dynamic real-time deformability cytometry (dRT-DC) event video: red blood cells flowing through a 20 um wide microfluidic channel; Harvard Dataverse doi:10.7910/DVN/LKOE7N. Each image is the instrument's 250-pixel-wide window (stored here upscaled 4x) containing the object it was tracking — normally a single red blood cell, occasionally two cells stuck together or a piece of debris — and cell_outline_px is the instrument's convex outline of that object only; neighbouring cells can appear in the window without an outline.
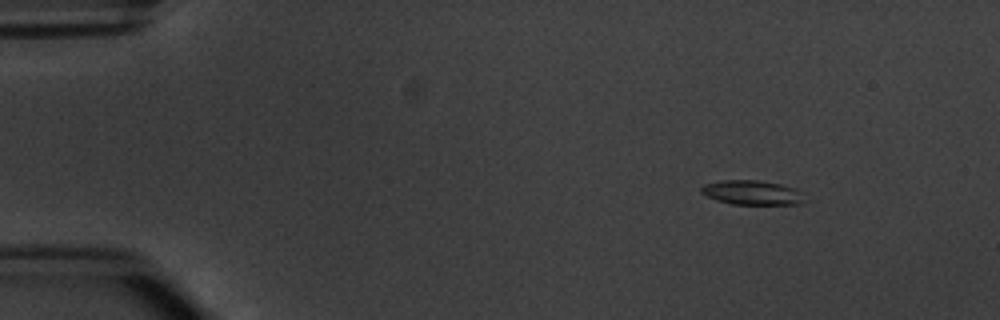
{"species": "common noctule bat (a hibernating species)", "species_latin": "Nyctalus noctula", "temperature_condition": "warm", "stored_images_in_passage": 7, "camera_frame_rate_fps": 3000, "um_per_image_px": 0.085, "animal": {"sex": "male", "body_mass_g": 20.1, "forearm_length_mm": 53.5}, "frame": {"image": 1, "passage_image": 2, "time_ms": 1.0, "image_size_px": [1000, 320], "cell_outline_px": [[804, 204], [732, 204], [716, 200], [700, 192], [700, 188], [704, 184], [724, 180], [756, 180], [780, 184], [796, 188], [804, 192]], "centroid_in_image_um": [63.97, 16.37], "position_along_channel_um": 21.0, "area_um2": 14.8}}
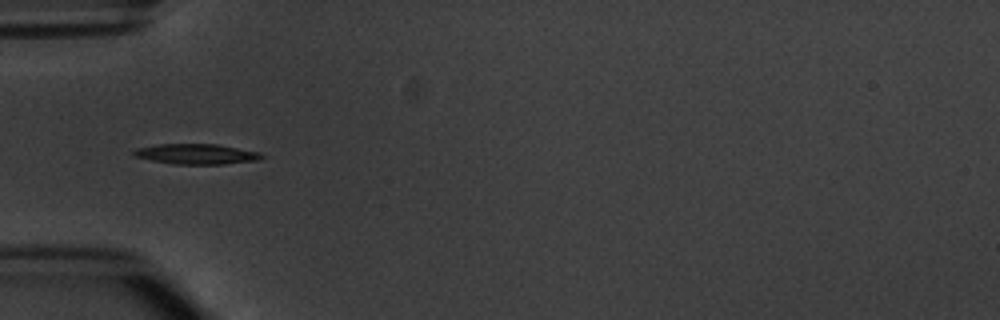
{"frame": {"image": 2, "passage_image": 5, "time_ms": 4.667, "image_size_px": [1000, 320], "cell_outline_px": [[264, 156], [256, 160], [224, 164], [176, 164], [152, 160], [132, 156], [132, 152], [136, 148], [160, 144], [216, 144], [260, 152]], "centroid_in_image_um": [16.66, 13.09], "position_along_channel_um": 68.3, "area_um2": 14.97}}